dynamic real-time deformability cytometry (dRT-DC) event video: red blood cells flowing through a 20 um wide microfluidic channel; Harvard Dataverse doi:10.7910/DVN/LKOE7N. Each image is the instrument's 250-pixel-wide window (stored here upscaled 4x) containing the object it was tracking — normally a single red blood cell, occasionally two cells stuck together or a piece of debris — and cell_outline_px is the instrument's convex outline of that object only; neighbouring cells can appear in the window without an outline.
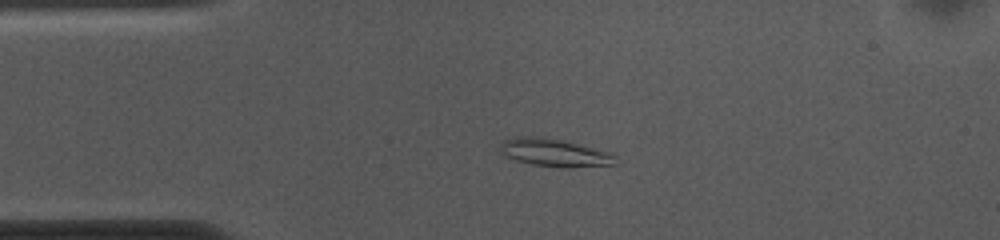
{"species": "common noctule bat (a hibernating species)", "species_latin": "Nyctalus noctula", "temperature_condition": "cold", "stored_images_in_passage": 53, "camera_frame_rate_fps": 3000, "um_per_image_px": 0.085, "animal": {"sex": "female", "body_mass_g": 10.0, "forearm_length_mm": 53.1}, "frame": {"image": 1, "passage_image": 11, "time_ms": 3.333, "image_size_px": [1000, 240], "cell_outline_px": [[620, 164], [568, 168], [564, 168], [532, 164], [516, 160], [504, 156], [500, 152], [500, 144], [504, 140], [512, 136], [544, 136], [564, 140], [612, 152], [616, 156]], "centroid_in_image_um": [47.18, 12.97], "position_along_channel_um": 37.8, "area_um2": 19.31}}
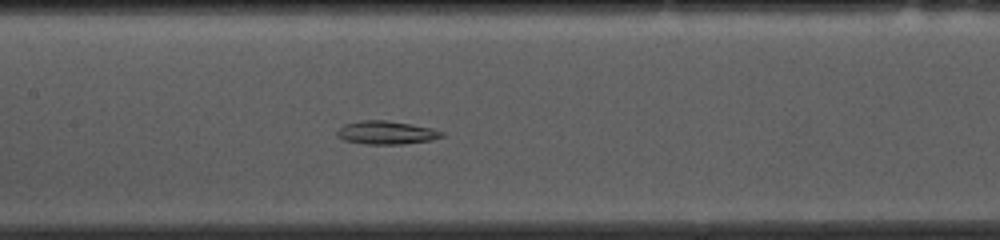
{"frame": {"image": 2, "passage_image": 24, "time_ms": 7.667, "image_size_px": [1000, 240], "cell_outline_px": [[444, 136], [432, 140], [400, 144], [364, 144], [344, 140], [336, 136], [336, 132], [344, 124], [360, 120], [384, 120], [412, 124], [432, 128], [444, 132]], "centroid_in_image_um": [32.83, 11.27], "position_along_channel_um": 174.6, "area_um2": 14.28}}
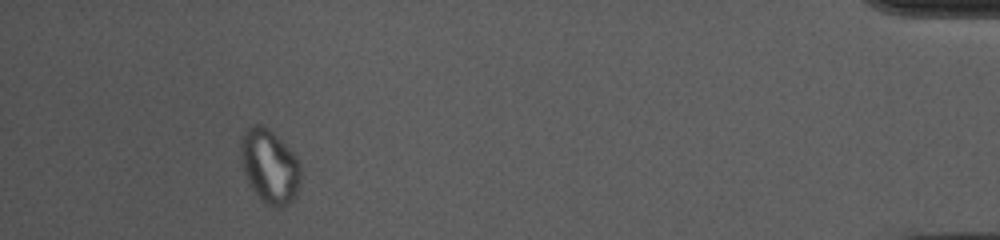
{"frame": {"image": 3, "passage_image": 49, "time_ms": 16.0, "image_size_px": [1000, 240], "cell_outline_px": [[300, 184], [292, 200], [288, 204], [280, 208], [276, 208], [260, 200], [252, 188], [244, 172], [240, 152], [240, 140], [244, 132], [248, 128], [256, 124], [260, 124], [268, 128], [296, 156], [300, 164]], "centroid_in_image_um": [22.91, 14.14], "position_along_channel_um": 412.3, "area_um2": 25.55}, "authors_computed_cell_mechanics": {"area_um2": 17.9758, "velocity_mm_per_s": 3.6756, "shape_relaxation_time_tau1_ms": null, "shape_relaxation_time_tau2_ms": 3.6554, "deformation_change_tau1": null, "deformation_change_tau2": 0.0855}}